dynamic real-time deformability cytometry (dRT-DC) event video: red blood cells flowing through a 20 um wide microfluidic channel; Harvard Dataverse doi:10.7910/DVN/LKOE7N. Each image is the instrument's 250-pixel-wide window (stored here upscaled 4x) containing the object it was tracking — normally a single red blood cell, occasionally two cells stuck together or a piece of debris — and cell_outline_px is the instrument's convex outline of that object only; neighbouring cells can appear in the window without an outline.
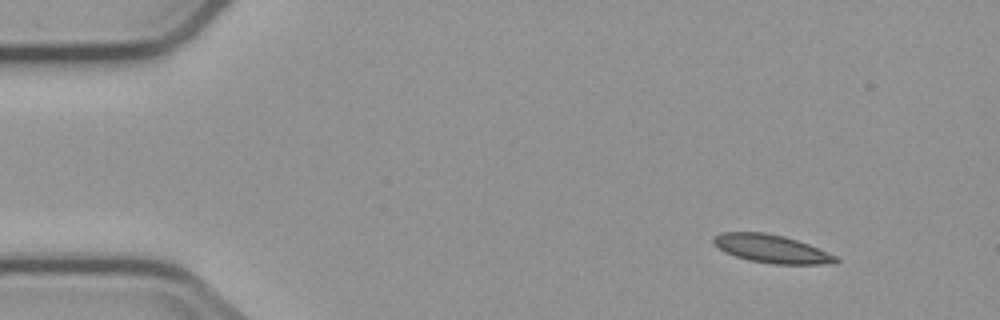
{"species": "common noctule bat (a hibernating species)", "species_latin": "Nyctalus noctula", "temperature_condition": "cold", "stored_images_in_passage": 4, "segment_of_instrument_passage": [1, 2], "camera_frame_rate_fps": 3000, "um_per_image_px": 0.085, "animal": {"sex": "male", "body_mass_g": 23.1, "forearm_length_mm": 52.7}, "frame": {"image": 1, "passage_image": 1, "time_ms": 0.0, "image_size_px": [1000, 320], "cell_outline_px": [[840, 260], [836, 264], [772, 264], [748, 260], [724, 252], [712, 244], [712, 236], [720, 232], [764, 232], [784, 236], [808, 244], [836, 256]], "centroid_in_image_um": [65.54, 21.15], "position_along_channel_um": 19.5, "area_um2": 20.23}}